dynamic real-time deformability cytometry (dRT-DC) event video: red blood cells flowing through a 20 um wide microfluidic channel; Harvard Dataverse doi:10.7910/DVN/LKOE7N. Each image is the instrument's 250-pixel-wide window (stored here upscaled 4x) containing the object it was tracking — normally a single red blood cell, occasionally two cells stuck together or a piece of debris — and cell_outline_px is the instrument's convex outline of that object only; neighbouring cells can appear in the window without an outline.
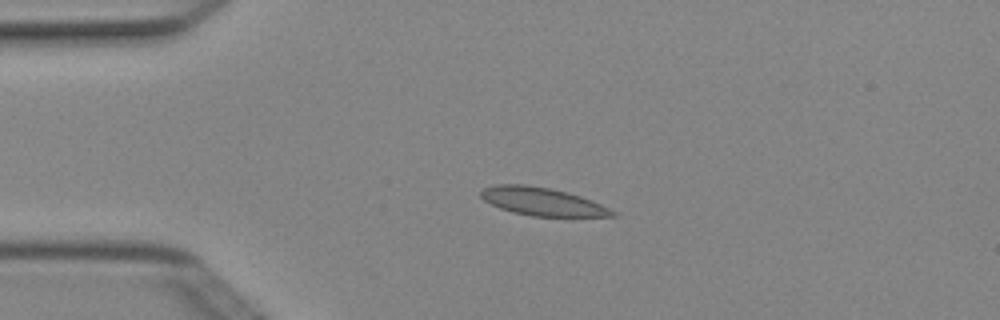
{"species": "Egyptian fruit bat (a non-hibernating species)", "species_latin": "Rousettus aegyptiacus", "temperature_condition": "cold", "stored_images_in_passage": 6, "camera_frame_rate_fps": 3000, "um_per_image_px": 0.085, "animal": {"sex": "female"}, "frame": {"image": 1, "passage_image": 2, "time_ms": 0.333, "image_size_px": [1000, 320], "cell_outline_px": [[620, 216], [532, 216], [512, 212], [500, 208], [484, 200], [480, 196], [480, 192], [484, 188], [496, 184], [528, 184], [552, 188], [568, 192], [580, 196], [600, 204], [616, 212]], "centroid_in_image_um": [46.08, 17.12], "position_along_channel_um": 38.9, "area_um2": 21.44}}
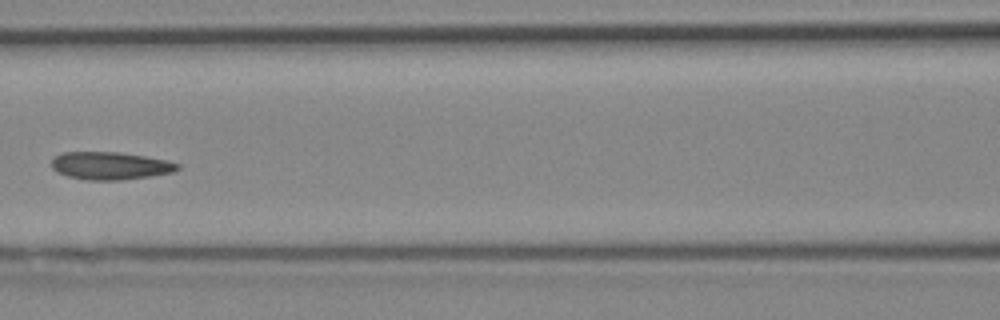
{"frame": {"image": 2, "passage_image": 5, "time_ms": 1.333, "image_size_px": [1000, 320], "cell_outline_px": [[180, 168], [172, 172], [148, 176], [120, 180], [84, 180], [68, 176], [56, 172], [52, 168], [52, 160], [56, 156], [64, 152], [116, 152], [144, 156], [168, 160], [180, 164]], "centroid_in_image_um": [9.36, 14.09], "position_along_channel_um": 157.2, "area_um2": 20.23}}
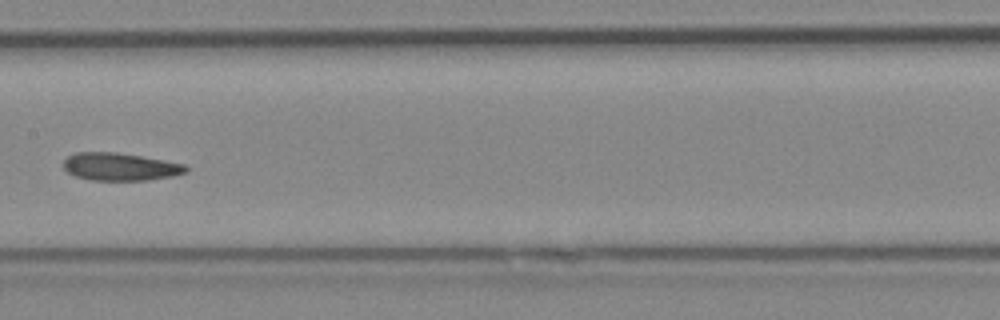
{"frame": {"image": 3, "passage_image": 6, "time_ms": 1.667, "image_size_px": [1000, 320], "cell_outline_px": [[188, 172], [172, 176], [148, 180], [92, 180], [76, 176], [68, 172], [64, 168], [64, 160], [68, 156], [76, 152], [116, 152], [164, 160], [184, 164], [188, 168]], "centroid_in_image_um": [10.22, 14.17], "position_along_channel_um": 197.2, "area_um2": 19.65}}